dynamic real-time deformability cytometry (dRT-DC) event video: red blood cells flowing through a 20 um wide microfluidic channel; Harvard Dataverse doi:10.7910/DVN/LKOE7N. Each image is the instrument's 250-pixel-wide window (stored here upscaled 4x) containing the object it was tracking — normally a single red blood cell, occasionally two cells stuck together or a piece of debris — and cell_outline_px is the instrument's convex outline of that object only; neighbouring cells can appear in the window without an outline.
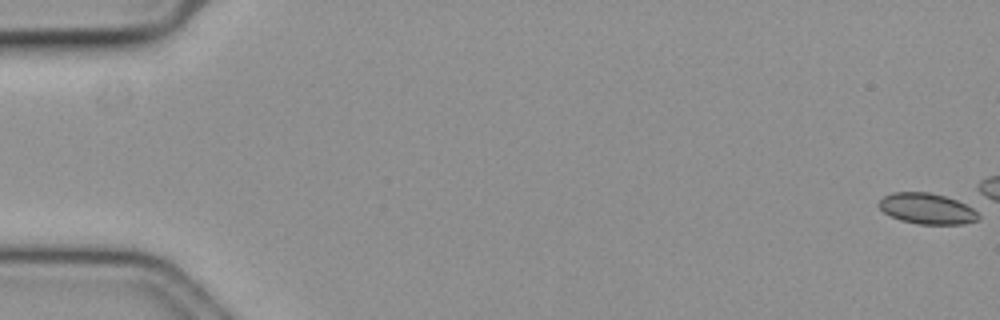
{"species": "common noctule bat (a hibernating species)", "species_latin": "Nyctalus noctula", "temperature_condition": "cold", "stored_images_in_passage": 1, "camera_frame_rate_fps": 3000, "um_per_image_px": 0.085, "animal": {"sex": "female", "body_mass_g": 19.3, "forearm_length_mm": 54.1}, "frame": {"image": 1, "passage_image": 1, "time_ms": 0.0, "image_size_px": [1000, 320], "cell_outline_px": [[980, 220], [964, 224], [916, 224], [900, 220], [884, 212], [880, 208], [880, 200], [884, 196], [892, 192], [928, 192], [944, 196], [956, 200], [972, 208], [980, 216]], "centroid_in_image_um": [78.81, 17.74], "position_along_channel_um": 6.2, "area_um2": 17.74}}